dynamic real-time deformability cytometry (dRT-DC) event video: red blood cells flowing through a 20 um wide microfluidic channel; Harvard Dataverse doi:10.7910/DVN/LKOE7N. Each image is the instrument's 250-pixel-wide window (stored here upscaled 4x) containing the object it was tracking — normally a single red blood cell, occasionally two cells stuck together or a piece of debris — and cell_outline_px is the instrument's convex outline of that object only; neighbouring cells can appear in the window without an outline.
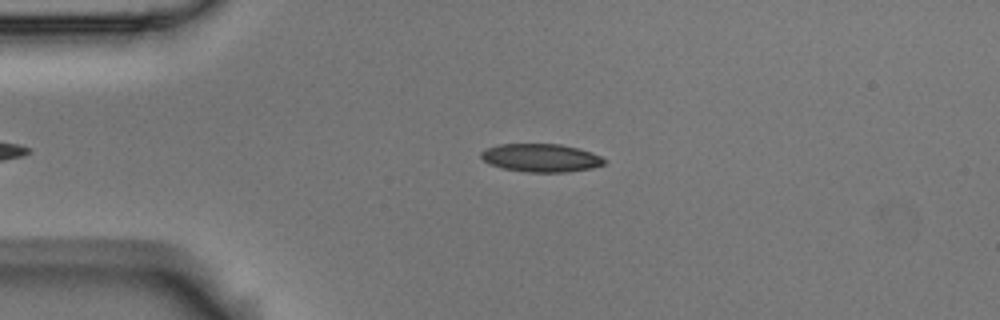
{"species": "Egyptian fruit bat (a non-hibernating species)", "species_latin": "Rousettus aegyptiacus", "temperature_condition": "room temperature", "stored_images_in_passage": 44, "camera_frame_rate_fps": 3000, "um_per_image_px": 0.085, "animal": {"sex": "male"}, "frame": {"image": 1, "passage_image": 6, "time_ms": 1.667, "image_size_px": [1000, 320], "cell_outline_px": [[604, 164], [592, 168], [564, 172], [528, 172], [504, 168], [492, 164], [484, 160], [480, 156], [480, 152], [488, 148], [500, 144], [560, 144], [580, 148], [592, 152], [600, 156], [604, 160]], "centroid_in_image_um": [46.0, 13.41], "position_along_channel_um": 39.0, "area_um2": 20.0}}
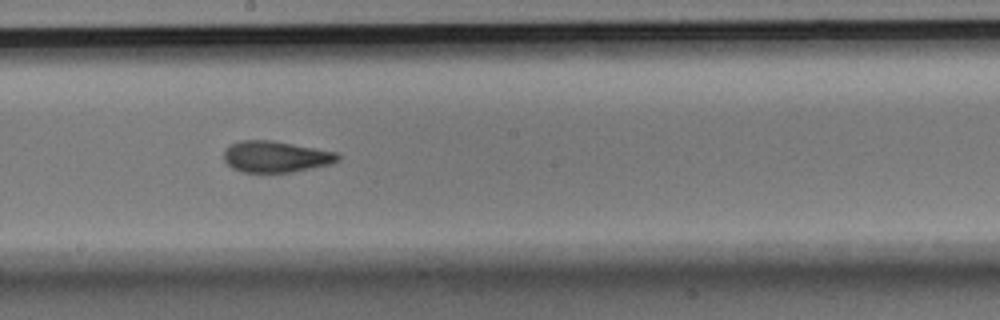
{"frame": {"image": 2, "passage_image": 24, "time_ms": 7.667, "image_size_px": [1000, 320], "cell_outline_px": [[340, 160], [332, 164], [292, 172], [240, 172], [232, 168], [224, 160], [224, 152], [232, 144], [244, 140], [272, 140], [316, 148], [336, 152], [340, 156]], "centroid_in_image_um": [23.47, 13.32], "position_along_channel_um": 224.7, "area_um2": 20.75}}
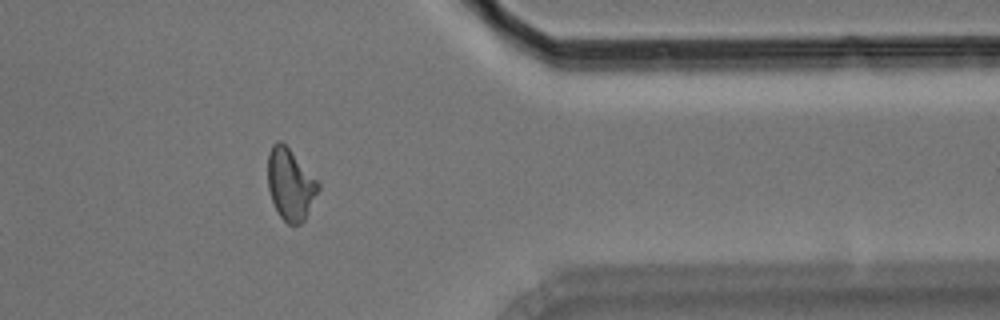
{"frame": {"image": 3, "passage_image": 39, "time_ms": 12.667, "image_size_px": [1000, 320], "cell_outline_px": [[320, 188], [304, 220], [300, 224], [288, 224], [280, 216], [272, 200], [268, 188], [268, 152], [272, 144], [276, 140], [280, 140], [288, 148], [320, 184]], "centroid_in_image_um": [24.66, 15.67], "position_along_channel_um": 386.7, "area_um2": 20.63}, "authors_computed_cell_mechanics": {"area_um2": 20.6635, "velocity_mm_per_s": 3.5521, "shape_relaxation_time_tau1_ms": 8.2313, "shape_relaxation_time_tau2_ms": 1.8936, "deformation_change_tau1": 0.1801, "deformation_change_tau2": 0.0719}}